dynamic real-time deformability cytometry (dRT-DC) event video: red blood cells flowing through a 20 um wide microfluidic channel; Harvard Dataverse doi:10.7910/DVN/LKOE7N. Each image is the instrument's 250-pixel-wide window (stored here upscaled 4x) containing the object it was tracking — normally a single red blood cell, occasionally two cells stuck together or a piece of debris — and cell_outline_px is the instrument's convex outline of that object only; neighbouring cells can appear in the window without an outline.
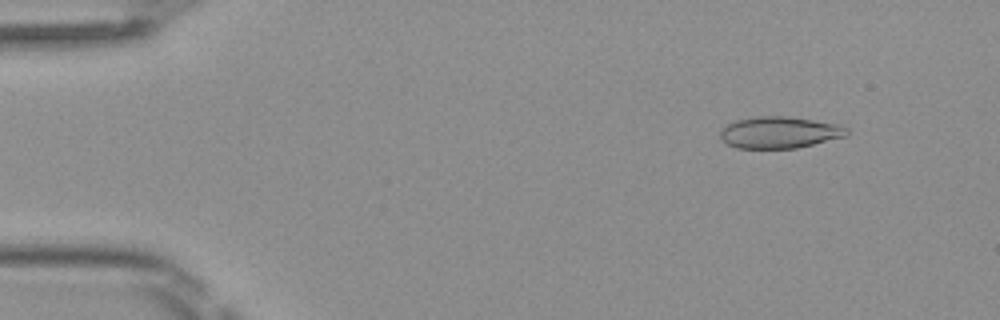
{"species": "Egyptian fruit bat (a non-hibernating species)", "species_latin": "Rousettus aegyptiacus", "temperature_condition": "room temperature", "stored_images_in_passage": 22, "camera_frame_rate_fps": 3000, "um_per_image_px": 0.085, "frame": {"image": 1, "passage_image": 5, "time_ms": 1.333, "image_size_px": [1000, 320], "cell_outline_px": [[848, 136], [796, 148], [736, 148], [728, 144], [720, 136], [720, 128], [736, 120], [756, 116], [788, 116], [840, 124], [848, 128]], "centroid_in_image_um": [66.28, 11.25], "position_along_channel_um": 18.7, "area_um2": 23.47}}
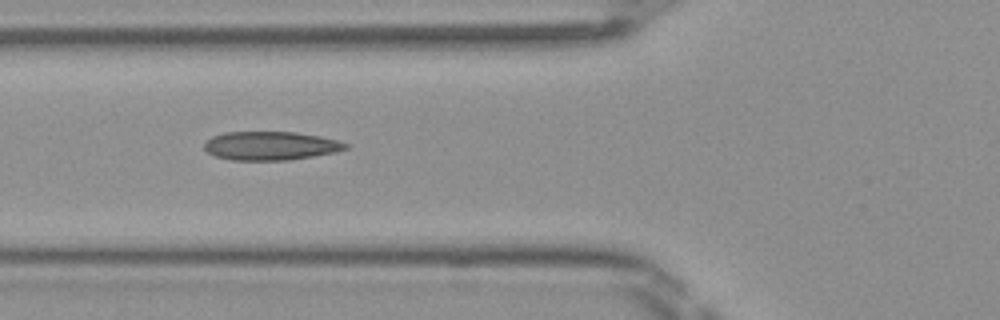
{"frame": {"image": 2, "passage_image": 18, "time_ms": 5.667, "image_size_px": [1000, 320], "cell_outline_px": [[348, 148], [336, 152], [288, 160], [232, 160], [216, 156], [208, 152], [204, 148], [204, 140], [212, 136], [224, 132], [296, 132], [320, 136], [336, 140], [348, 144]], "centroid_in_image_um": [22.97, 12.38], "position_along_channel_um": 102.8, "area_um2": 23.58}}
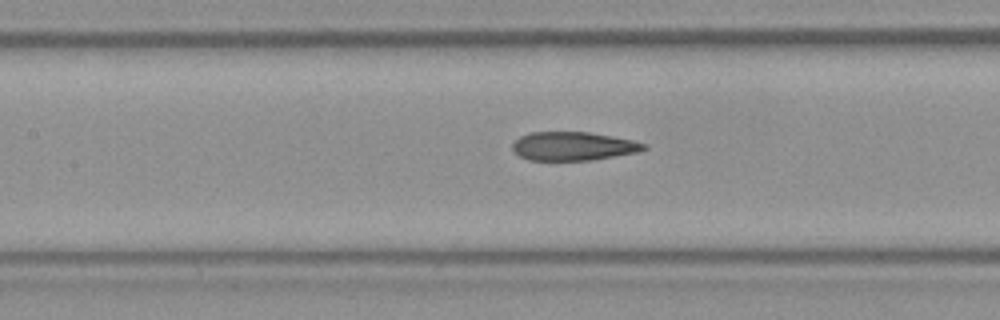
{"frame": {"image": 3, "passage_image": 22, "time_ms": 7.0, "image_size_px": [1000, 320], "cell_outline_px": [[648, 148], [640, 152], [592, 160], [528, 160], [512, 152], [512, 144], [520, 136], [528, 132], [588, 132], [612, 136], [632, 140], [648, 144]], "centroid_in_image_um": [48.73, 12.43], "position_along_channel_um": 158.7, "area_um2": 22.14}}